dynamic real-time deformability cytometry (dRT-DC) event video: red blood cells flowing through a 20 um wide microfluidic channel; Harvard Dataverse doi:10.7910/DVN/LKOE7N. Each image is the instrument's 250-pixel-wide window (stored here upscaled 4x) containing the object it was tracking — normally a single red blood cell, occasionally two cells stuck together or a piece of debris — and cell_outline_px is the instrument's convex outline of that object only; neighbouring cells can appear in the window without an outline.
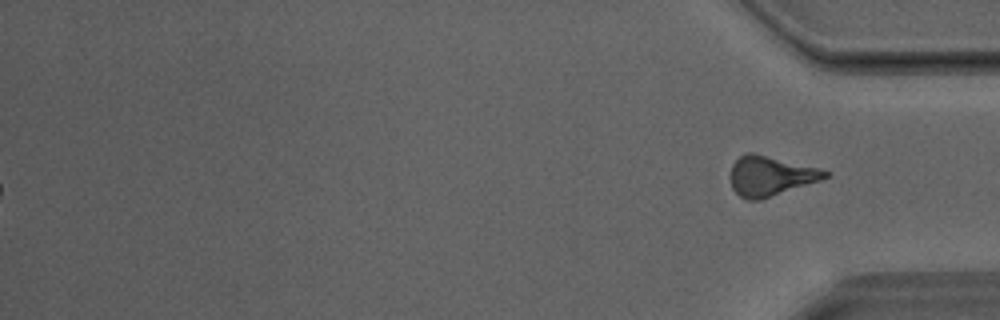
{"species": "Egyptian fruit bat (a non-hibernating species)", "species_latin": "Rousettus aegyptiacus", "temperature_condition": "room temperature", "stored_images_in_passage": 40, "segment_of_instrument_passage": [2, 2], "camera_frame_rate_fps": 3000, "um_per_image_px": 0.085, "animal": {"sex": "male"}, "frame": {"image": 1, "passage_image": 40, "time_ms": 13.0, "image_size_px": [1000, 320], "cell_outline_px": [[832, 172], [828, 176], [820, 180], [760, 200], [748, 200], [740, 196], [732, 188], [732, 164], [740, 156], [748, 152], [752, 152], [820, 168]], "centroid_in_image_um": [65.51, 14.95], "position_along_channel_um": 369.7, "area_um2": 21.68}}